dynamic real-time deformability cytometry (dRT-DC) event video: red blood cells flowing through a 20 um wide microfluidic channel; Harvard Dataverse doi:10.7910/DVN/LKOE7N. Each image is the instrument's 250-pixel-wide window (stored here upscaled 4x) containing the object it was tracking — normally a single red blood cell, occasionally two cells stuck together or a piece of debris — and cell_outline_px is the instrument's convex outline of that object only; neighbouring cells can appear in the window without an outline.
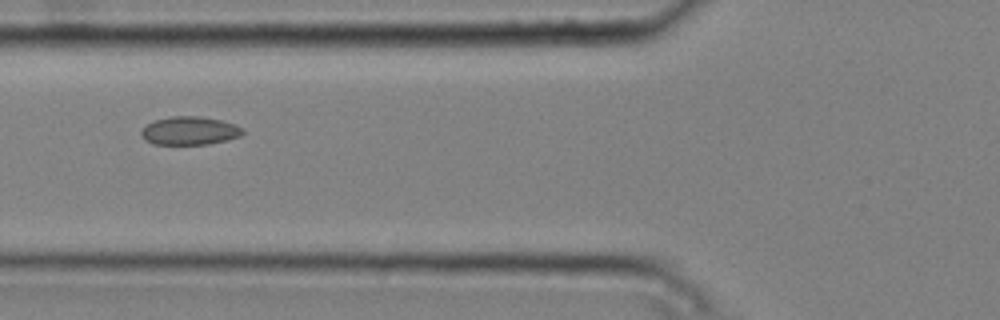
{"species": "common noctule bat (a hibernating species)", "species_latin": "Nyctalus noctula", "temperature_condition": "cold", "stored_images_in_passage": 7, "camera_frame_rate_fps": 3000, "um_per_image_px": 0.085, "animal": {"sex": "male", "body_mass_g": 20.4}, "frame": {"image": 1, "passage_image": 6, "time_ms": 1.667, "image_size_px": [1000, 320], "cell_outline_px": [[244, 132], [240, 136], [228, 140], [208, 144], [152, 144], [144, 140], [140, 136], [140, 128], [156, 120], [172, 116], [200, 116], [220, 120], [236, 124], [244, 128]], "centroid_in_image_um": [16.11, 11.12], "position_along_channel_um": 109.7, "area_um2": 16.94}}
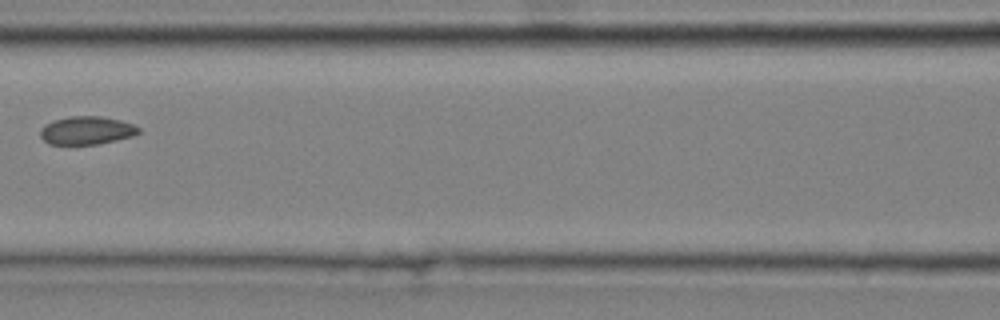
{"frame": {"image": 2, "passage_image": 7, "time_ms": 2.0, "image_size_px": [1000, 320], "cell_outline_px": [[140, 132], [132, 136], [100, 144], [48, 144], [40, 136], [40, 128], [56, 120], [68, 116], [100, 116], [120, 120], [132, 124], [140, 128]], "centroid_in_image_um": [7.37, 11.09], "position_along_channel_um": 159.2, "area_um2": 16.01}}